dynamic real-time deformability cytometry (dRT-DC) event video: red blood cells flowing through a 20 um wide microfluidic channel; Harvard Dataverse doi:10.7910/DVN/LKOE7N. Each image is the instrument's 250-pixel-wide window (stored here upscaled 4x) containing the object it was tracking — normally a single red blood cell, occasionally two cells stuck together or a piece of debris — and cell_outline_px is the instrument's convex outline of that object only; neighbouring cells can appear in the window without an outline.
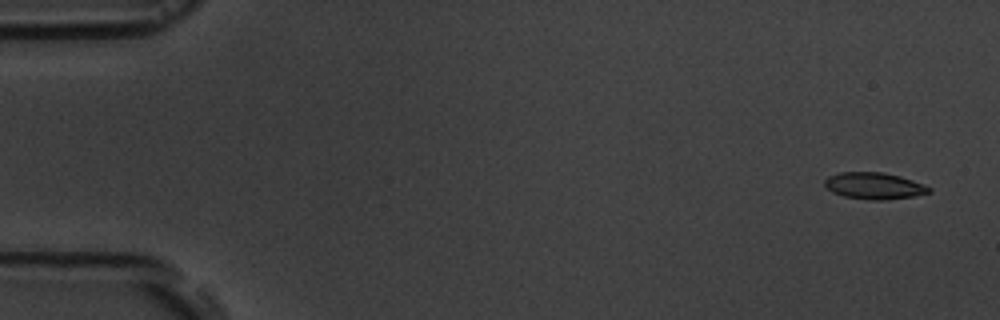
{"species": "common noctule bat (a hibernating species)", "species_latin": "Nyctalus noctula", "temperature_condition": "room temperature", "stored_images_in_passage": 5, "camera_frame_rate_fps": 3000, "um_per_image_px": 0.085, "animal": {"sex": "male", "body_mass_g": 19.5, "forearm_length_mm": 54.6}, "frame": {"image": 1, "passage_image": 1, "time_ms": 0.0, "image_size_px": [1000, 320], "cell_outline_px": [[932, 192], [912, 196], [888, 200], [872, 200], [844, 196], [832, 192], [824, 184], [824, 180], [828, 176], [840, 172], [884, 172], [900, 176], [924, 184], [932, 188]], "centroid_in_image_um": [74.32, 15.79], "position_along_channel_um": 10.7, "area_um2": 16.24}}
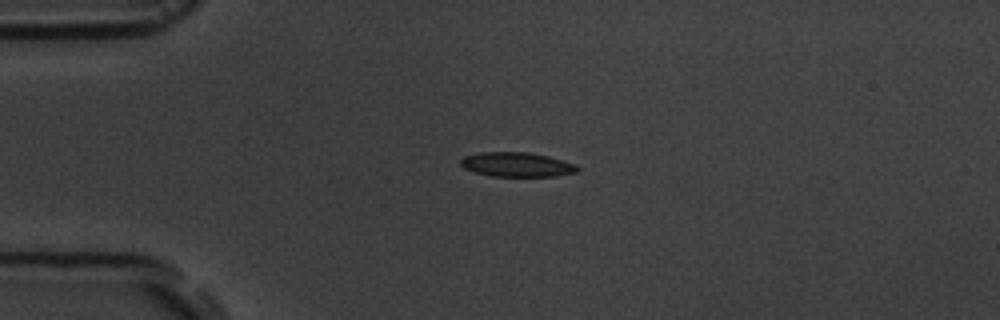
{"frame": {"image": 2, "passage_image": 4, "time_ms": 3.667, "image_size_px": [1000, 320], "cell_outline_px": [[580, 168], [576, 172], [556, 176], [492, 176], [476, 172], [464, 168], [460, 164], [460, 160], [464, 156], [480, 152], [528, 152], [548, 156], [576, 164]], "centroid_in_image_um": [43.93, 13.98], "position_along_channel_um": 41.1, "area_um2": 16.59}}